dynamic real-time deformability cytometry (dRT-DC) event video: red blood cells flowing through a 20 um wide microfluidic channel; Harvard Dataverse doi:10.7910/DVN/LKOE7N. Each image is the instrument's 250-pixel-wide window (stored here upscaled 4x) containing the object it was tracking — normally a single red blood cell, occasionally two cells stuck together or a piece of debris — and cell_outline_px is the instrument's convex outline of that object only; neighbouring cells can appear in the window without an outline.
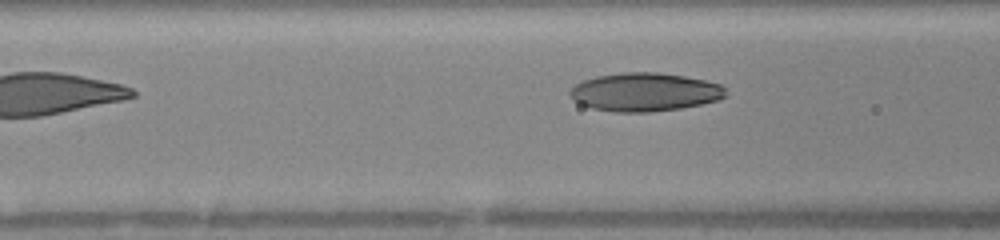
{"species": "human", "species_latin": "Homo sapiens", "temperature_condition": "warm", "stored_images_in_passage": 5, "segment_of_instrument_passage": [2, 2], "camera_frame_rate_fps": 3000, "um_per_image_px": 0.085, "donor": {"sex": "female"}, "frame": {"image": 1, "passage_image": 5, "time_ms": 2.333, "image_size_px": [1000, 240], "cell_outline_px": [[728, 96], [720, 100], [680, 108], [648, 112], [616, 112], [592, 108], [580, 104], [568, 92], [576, 84], [584, 80], [596, 76], [624, 72], [656, 72], [684, 76], [704, 80], [720, 84], [724, 88]], "centroid_in_image_um": [54.83, 7.82], "position_along_channel_um": 111.8, "area_um2": 34.74}}